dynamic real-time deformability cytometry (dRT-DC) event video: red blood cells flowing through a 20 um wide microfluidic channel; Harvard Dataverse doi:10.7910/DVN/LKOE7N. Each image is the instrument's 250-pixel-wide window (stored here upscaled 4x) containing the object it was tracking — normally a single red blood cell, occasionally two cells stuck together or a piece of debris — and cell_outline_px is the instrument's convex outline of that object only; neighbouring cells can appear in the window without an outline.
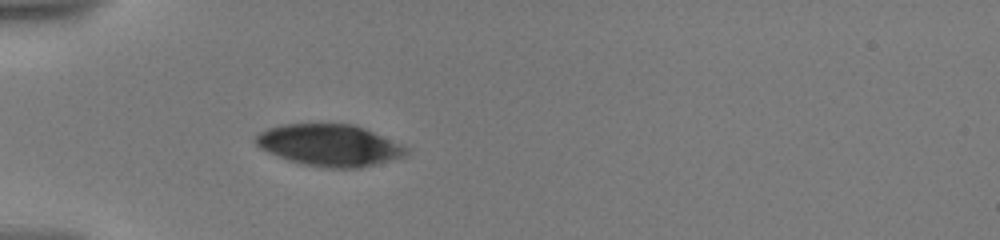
{"species": "human", "species_latin": "Homo sapiens", "temperature_condition": "warm", "stored_images_in_passage": 4, "camera_frame_rate_fps": 3000, "um_per_image_px": 0.085, "donor": {"sex": "male"}, "frame": {"image": 1, "passage_image": 1, "time_ms": 0.0, "image_size_px": [1000, 240], "cell_outline_px": [[408, 152], [404, 156], [360, 168], [328, 168], [304, 164], [288, 160], [268, 152], [260, 148], [256, 144], [256, 136], [260, 132], [268, 128], [284, 124], [352, 124], [364, 128], [400, 144], [408, 148]], "centroid_in_image_um": [27.99, 12.35], "position_along_channel_um": 57.0, "area_um2": 36.13}}
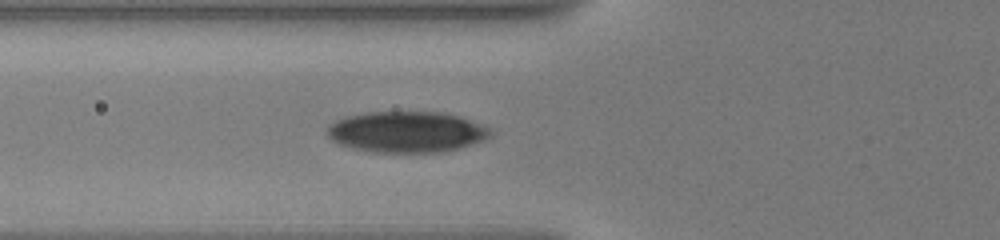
{"frame": {"image": 2, "passage_image": 4, "time_ms": 1.333, "image_size_px": [1000, 240], "cell_outline_px": [[492, 136], [484, 140], [444, 152], [372, 152], [352, 148], [340, 144], [332, 140], [328, 136], [328, 124], [344, 116], [368, 112], [440, 112], [460, 116], [488, 128], [492, 132]], "centroid_in_image_um": [34.54, 11.21], "position_along_channel_um": 91.3, "area_um2": 38.96}}